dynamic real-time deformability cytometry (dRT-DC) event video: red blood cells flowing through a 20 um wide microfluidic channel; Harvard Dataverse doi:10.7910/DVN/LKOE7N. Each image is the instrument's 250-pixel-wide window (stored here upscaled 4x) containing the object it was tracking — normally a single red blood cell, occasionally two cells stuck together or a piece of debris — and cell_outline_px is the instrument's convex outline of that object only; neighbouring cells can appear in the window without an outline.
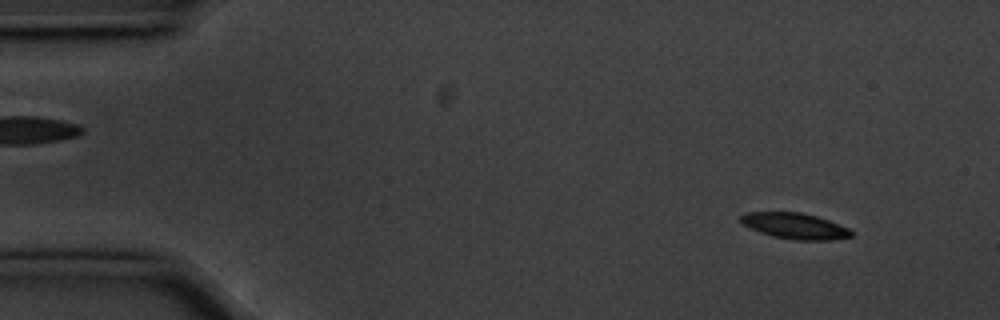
{"species": "common noctule bat (a hibernating species)", "species_latin": "Nyctalus noctula", "temperature_condition": "cold", "stored_images_in_passage": 57, "camera_frame_rate_fps": 3000, "um_per_image_px": 0.085, "animal": {"sex": "male", "body_mass_g": 20.1, "forearm_length_mm": 53.5}, "frame": {"image": 1, "passage_image": 5, "time_ms": 1.333, "image_size_px": [1000, 320], "cell_outline_px": [[852, 236], [832, 240], [796, 240], [772, 236], [760, 232], [744, 224], [740, 220], [740, 216], [744, 212], [800, 212], [816, 216], [828, 220], [848, 228], [852, 232]], "centroid_in_image_um": [67.56, 19.2], "position_along_channel_um": 17.4, "area_um2": 16.53}}
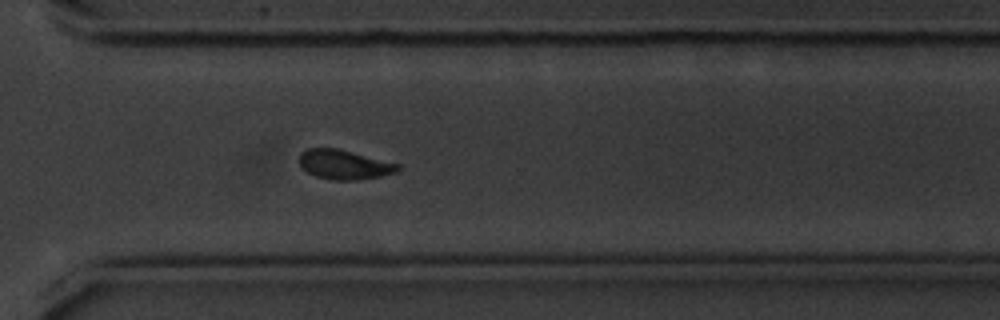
{"frame": {"image": 2, "passage_image": 40, "time_ms": 13.0, "image_size_px": [1000, 320], "cell_outline_px": [[400, 168], [396, 172], [380, 176], [356, 180], [332, 180], [316, 176], [300, 168], [300, 152], [308, 148], [336, 148], [400, 164]], "centroid_in_image_um": [29.23, 13.99], "position_along_channel_um": 341.4, "area_um2": 16.82}}
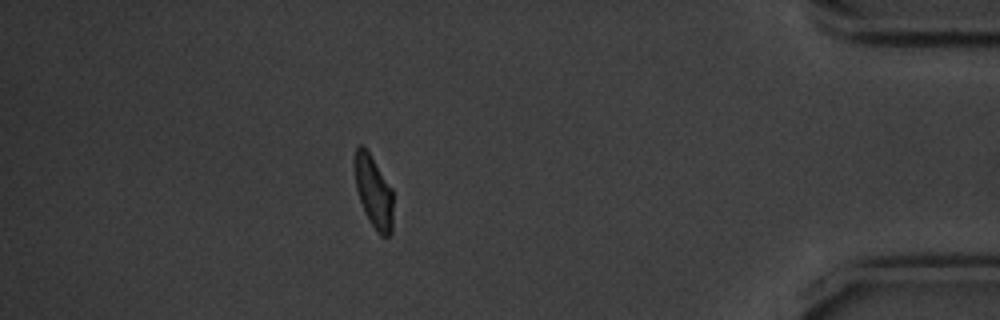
{"frame": {"image": 3, "passage_image": 49, "time_ms": 16.0, "image_size_px": [1000, 320], "cell_outline_px": [[392, 232], [388, 236], [380, 236], [372, 224], [360, 200], [356, 188], [356, 148], [360, 144], [364, 144], [392, 188]], "centroid_in_image_um": [31.79, 16.29], "position_along_channel_um": 403.4, "area_um2": 15.72}, "authors_computed_cell_mechanics": {"area_um2": 17.1666, "velocity_mm_per_s": 3.5617, "shape_relaxation_time_tau1_ms": 2.2265, "shape_relaxation_time_tau2_ms": 4.5183, "deformation_change_tau1": 0.104, "deformation_change_tau2": 0.0907}}